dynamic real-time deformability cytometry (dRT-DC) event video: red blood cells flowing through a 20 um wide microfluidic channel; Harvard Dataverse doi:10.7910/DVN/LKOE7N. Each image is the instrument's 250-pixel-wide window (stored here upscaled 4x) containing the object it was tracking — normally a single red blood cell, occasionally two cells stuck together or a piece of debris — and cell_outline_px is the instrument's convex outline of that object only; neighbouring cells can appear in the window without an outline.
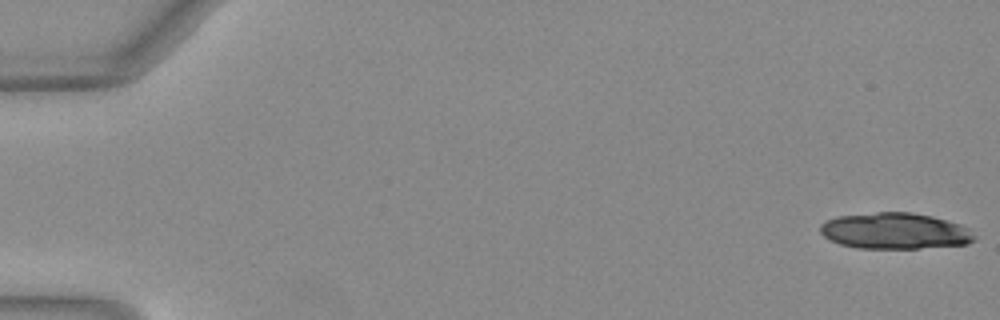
{"species": "Egyptian fruit bat (a non-hibernating species)", "species_latin": "Rousettus aegyptiacus", "temperature_condition": "warm", "stored_images_in_passage": 30, "camera_frame_rate_fps": 3000, "um_per_image_px": 0.085, "animal": {"sex": "female"}, "frame": {"image": 1, "passage_image": 1, "time_ms": 0.0, "image_size_px": [1000, 320], "cell_outline_px": [[976, 240], [968, 244], [920, 248], [856, 248], [840, 244], [824, 236], [820, 232], [820, 224], [824, 220], [836, 216], [876, 212], [912, 212], [932, 216], [960, 224], [968, 228], [976, 236]], "centroid_in_image_um": [76.07, 19.62], "position_along_channel_um": 8.9, "area_um2": 32.71}}